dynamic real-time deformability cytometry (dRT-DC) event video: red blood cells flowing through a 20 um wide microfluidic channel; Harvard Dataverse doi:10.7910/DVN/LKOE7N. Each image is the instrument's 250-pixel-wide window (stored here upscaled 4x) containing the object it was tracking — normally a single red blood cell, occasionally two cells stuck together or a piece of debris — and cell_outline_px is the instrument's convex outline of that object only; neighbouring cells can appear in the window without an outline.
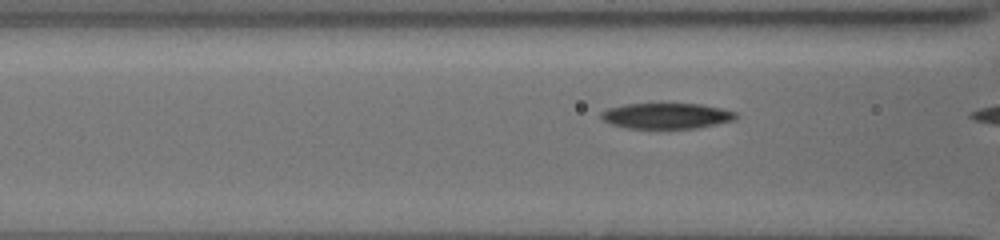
{"species": "common noctule bat (a hibernating species)", "species_latin": "Nyctalus noctula", "temperature_condition": "cold", "stored_images_in_passage": 21, "camera_frame_rate_fps": 3000, "um_per_image_px": 0.085, "animal": {"sex": "female", "body_mass_g": 19.5, "forearm_length_mm": 54.1}, "frame": {"image": 1, "passage_image": 20, "time_ms": 6.333, "image_size_px": [1000, 240], "cell_outline_px": [[736, 116], [732, 120], [696, 128], [628, 128], [612, 124], [604, 120], [600, 116], [600, 112], [608, 108], [624, 104], [704, 104], [736, 112]], "centroid_in_image_um": [56.61, 9.84], "position_along_channel_um": 110.0, "area_um2": 19.88}}